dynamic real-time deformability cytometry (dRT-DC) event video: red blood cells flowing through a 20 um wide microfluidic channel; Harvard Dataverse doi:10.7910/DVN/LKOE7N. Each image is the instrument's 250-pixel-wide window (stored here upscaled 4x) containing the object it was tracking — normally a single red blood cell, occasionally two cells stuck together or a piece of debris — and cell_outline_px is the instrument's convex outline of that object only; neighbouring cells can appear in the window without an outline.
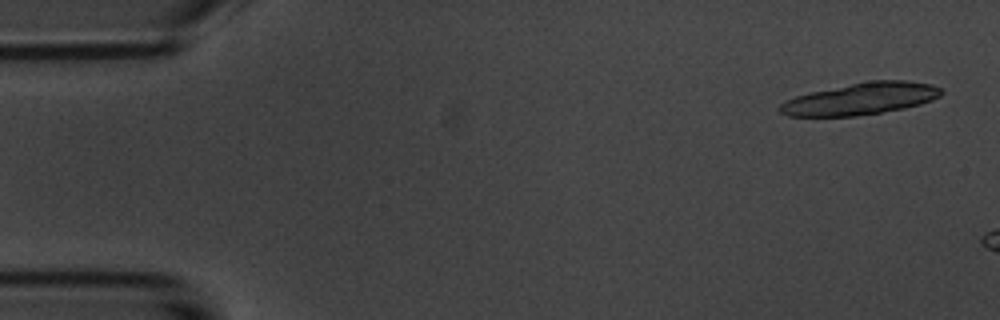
{"species": "common noctule bat (a hibernating species)", "species_latin": "Nyctalus noctula", "temperature_condition": "room temperature", "stored_images_in_passage": 3, "camera_frame_rate_fps": 3000, "um_per_image_px": 0.085, "animal": {"sex": "male", "body_mass_g": 20.1, "forearm_length_mm": 53.5}, "frame": {"image": 1, "passage_image": 1, "time_ms": 0.0, "image_size_px": [1000, 320], "cell_outline_px": [[944, 92], [940, 96], [932, 100], [920, 104], [904, 108], [856, 116], [788, 116], [780, 112], [776, 108], [784, 100], [796, 96], [812, 92], [872, 80], [904, 80], [932, 84], [940, 88]], "centroid_in_image_um": [73.16, 8.4], "position_along_channel_um": 11.8, "area_um2": 29.77}}